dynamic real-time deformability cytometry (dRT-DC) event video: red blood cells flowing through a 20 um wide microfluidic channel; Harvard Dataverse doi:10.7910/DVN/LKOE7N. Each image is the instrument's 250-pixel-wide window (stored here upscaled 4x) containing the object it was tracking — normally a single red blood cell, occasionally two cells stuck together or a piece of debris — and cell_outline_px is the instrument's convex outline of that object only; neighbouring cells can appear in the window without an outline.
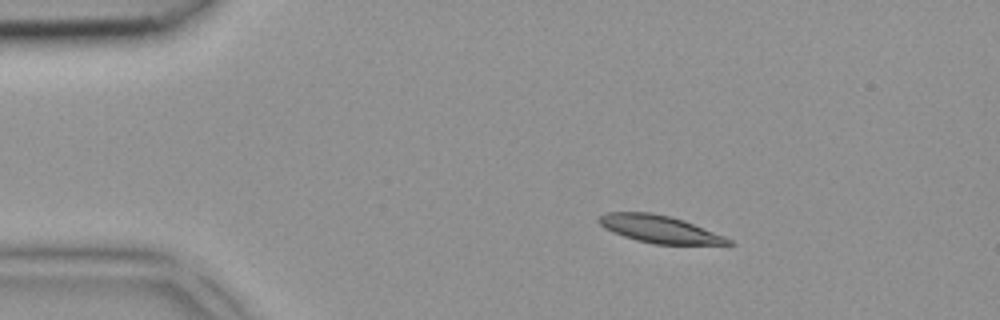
{"species": "common noctule bat (a hibernating species)", "species_latin": "Nyctalus noctula", "temperature_condition": "room temperature", "stored_images_in_passage": 3, "camera_frame_rate_fps": 3000, "um_per_image_px": 0.085, "animal": {"sex": "female", "body_mass_g": 18.4}, "frame": {"image": 1, "passage_image": 2, "time_ms": 0.333, "image_size_px": [1000, 320], "cell_outline_px": [[736, 244], [652, 244], [636, 240], [612, 232], [604, 228], [596, 220], [604, 212], [652, 212], [684, 220], [724, 236], [732, 240]], "centroid_in_image_um": [56.02, 19.47], "position_along_channel_um": 29.0, "area_um2": 20.63}}